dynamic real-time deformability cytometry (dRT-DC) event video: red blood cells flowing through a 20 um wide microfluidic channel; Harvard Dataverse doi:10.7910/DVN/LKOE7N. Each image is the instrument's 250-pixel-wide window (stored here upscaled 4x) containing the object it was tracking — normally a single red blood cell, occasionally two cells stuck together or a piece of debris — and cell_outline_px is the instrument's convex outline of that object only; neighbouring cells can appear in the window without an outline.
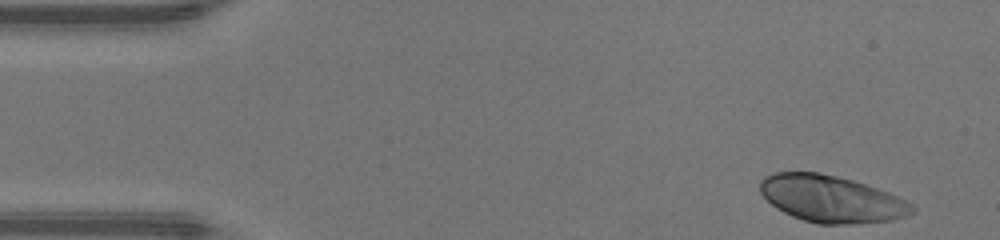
{"species": "human", "species_latin": "Homo sapiens", "temperature_condition": "warm", "stored_images_in_passage": 45, "camera_frame_rate_fps": 3000, "um_per_image_px": 0.085, "donor": {"sex": "male"}, "frame": {"image": 1, "passage_image": 1, "time_ms": 0.0, "image_size_px": [1000, 240], "cell_outline_px": [[916, 208], [912, 212], [904, 216], [892, 220], [852, 224], [820, 224], [804, 220], [792, 216], [776, 208], [760, 192], [760, 180], [764, 176], [772, 172], [816, 172], [836, 176], [852, 180], [888, 192], [912, 204]], "centroid_in_image_um": [70.63, 16.9], "position_along_channel_um": 14.4, "area_um2": 41.21}}
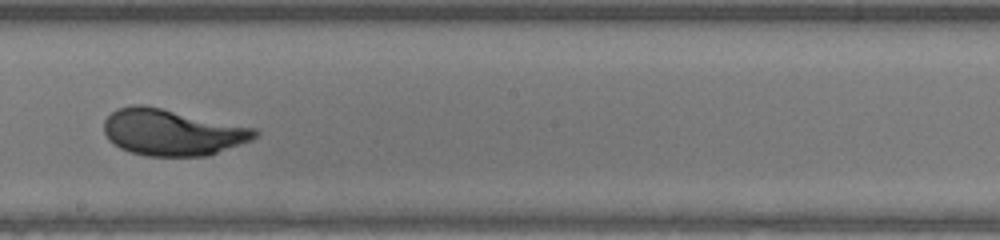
{"frame": {"image": 2, "passage_image": 24, "time_ms": 7.667, "image_size_px": [1000, 240], "cell_outline_px": [[260, 132], [252, 140], [208, 156], [148, 156], [132, 152], [120, 148], [108, 140], [104, 132], [104, 120], [116, 108], [132, 104], [144, 104], [256, 128]], "centroid_in_image_um": [14.63, 11.24], "position_along_channel_um": 233.6, "area_um2": 40.98}}
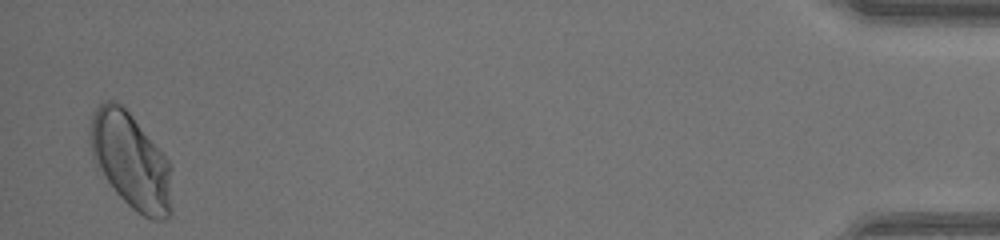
{"frame": {"image": 3, "passage_image": 44, "time_ms": 14.333, "image_size_px": [1000, 240], "cell_outline_px": [[172, 212], [164, 220], [152, 220], [136, 212], [116, 192], [104, 176], [96, 164], [92, 156], [88, 136], [88, 132], [92, 116], [96, 108], [104, 100], [116, 100], [132, 116], [164, 152], [172, 164]], "centroid_in_image_um": [11.16, 13.68], "position_along_channel_um": 424.0, "area_um2": 46.24}, "authors_computed_cell_mechanics": {"area_um2": 40.5756, "velocity_mm_per_s": 4.2996, "shape_relaxation_time_tau1_ms": 2.6228, "shape_relaxation_time_tau2_ms": null, "deformation_change_tau1": 0.1832, "deformation_change_tau2": null}}